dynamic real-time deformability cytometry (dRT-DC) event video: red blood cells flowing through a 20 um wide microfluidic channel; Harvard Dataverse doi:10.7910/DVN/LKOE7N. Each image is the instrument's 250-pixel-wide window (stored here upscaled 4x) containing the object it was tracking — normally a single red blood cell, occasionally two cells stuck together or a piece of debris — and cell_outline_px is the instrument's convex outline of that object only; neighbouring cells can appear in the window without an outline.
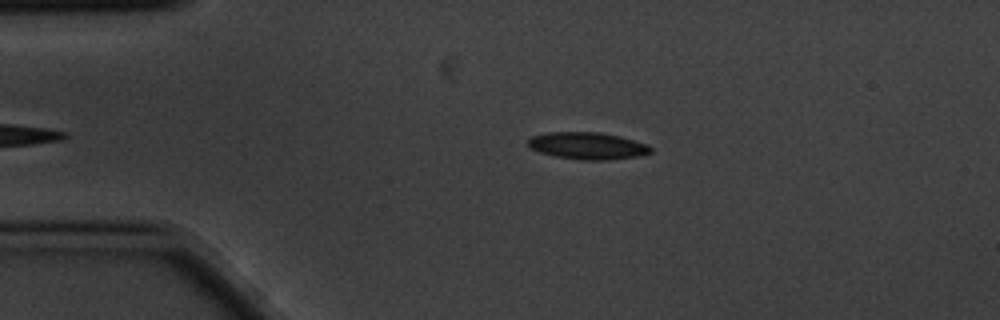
{"species": "common noctule bat (a hibernating species)", "species_latin": "Nyctalus noctula", "temperature_condition": "cold", "stored_images_in_passage": 4, "camera_frame_rate_fps": 3000, "um_per_image_px": 0.085, "animal": {"sex": "male", "body_mass_g": 20.1, "forearm_length_mm": 53.5}, "frame": {"image": 1, "passage_image": 4, "time_ms": 1.0, "image_size_px": [1000, 320], "cell_outline_px": [[652, 152], [636, 156], [608, 160], [580, 160], [556, 156], [540, 152], [528, 148], [528, 136], [548, 132], [600, 132], [620, 136], [648, 144], [652, 148]], "centroid_in_image_um": [49.91, 12.38], "position_along_channel_um": 35.1, "area_um2": 19.48}}